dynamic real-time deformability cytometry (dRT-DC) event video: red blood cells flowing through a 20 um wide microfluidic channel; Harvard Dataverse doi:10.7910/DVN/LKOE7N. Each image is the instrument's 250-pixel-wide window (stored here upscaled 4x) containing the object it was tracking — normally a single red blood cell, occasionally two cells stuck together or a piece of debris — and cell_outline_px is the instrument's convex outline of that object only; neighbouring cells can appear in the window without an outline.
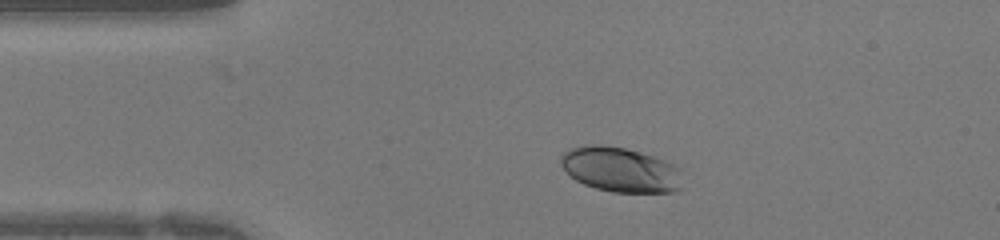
{"species": "human", "species_latin": "Homo sapiens", "temperature_condition": "warm", "stored_images_in_passage": 35, "camera_frame_rate_fps": 3000, "um_per_image_px": 0.085, "donor": {"sex": "female"}, "frame": {"image": 1, "passage_image": 1, "time_ms": 0.0, "image_size_px": [1000, 240], "cell_outline_px": [[680, 188], [672, 192], [612, 192], [596, 188], [584, 184], [576, 180], [560, 164], [560, 156], [564, 152], [572, 148], [584, 144], [600, 144], [624, 148], [640, 152], [664, 160], [680, 168]], "centroid_in_image_um": [52.71, 14.41], "position_along_channel_um": 32.3, "area_um2": 31.62}}
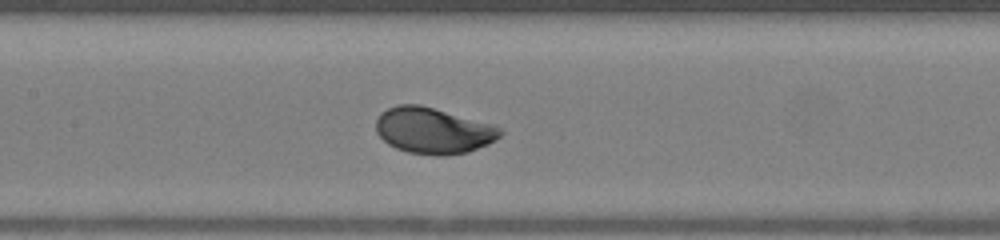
{"frame": {"image": 2, "passage_image": 12, "time_ms": 3.667, "image_size_px": [1000, 240], "cell_outline_px": [[504, 132], [496, 140], [488, 144], [468, 152], [444, 156], [436, 156], [408, 152], [396, 148], [388, 144], [376, 132], [376, 120], [380, 112], [396, 104], [420, 104], [496, 124]], "centroid_in_image_um": [36.85, 11.09], "position_along_channel_um": 170.6, "area_um2": 33.87}}
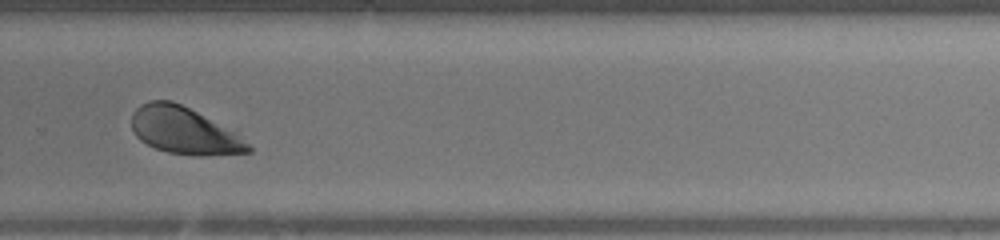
{"frame": {"image": 3, "passage_image": 21, "time_ms": 6.667, "image_size_px": [1000, 240], "cell_outline_px": [[252, 152], [208, 156], [196, 156], [168, 152], [156, 148], [140, 140], [136, 136], [132, 128], [132, 112], [140, 104], [148, 100], [172, 100], [236, 132], [252, 148]], "centroid_in_image_um": [15.64, 11.11], "position_along_channel_um": 314.2, "area_um2": 31.79}}